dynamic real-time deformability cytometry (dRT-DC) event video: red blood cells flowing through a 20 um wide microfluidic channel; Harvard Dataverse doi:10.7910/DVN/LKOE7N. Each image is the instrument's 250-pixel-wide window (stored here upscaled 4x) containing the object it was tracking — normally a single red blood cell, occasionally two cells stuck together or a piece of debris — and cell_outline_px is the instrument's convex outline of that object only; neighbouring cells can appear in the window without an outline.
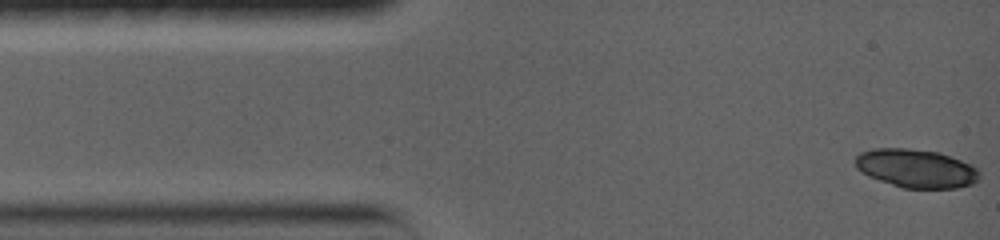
{"species": "common noctule bat (a hibernating species)", "species_latin": "Nyctalus noctula", "temperature_condition": "warm", "stored_images_in_passage": 9, "camera_frame_rate_fps": 5000, "um_per_image_px": 0.085, "animal": {"sex": "female", "body_mass_g": 19.0, "forearm_length_mm": 56.7}, "frame": {"image": 1, "passage_image": 1, "time_ms": 0.0, "image_size_px": [1000, 240], "cell_outline_px": [[980, 180], [972, 184], [956, 188], [904, 188], [868, 176], [860, 172], [856, 168], [856, 156], [860, 152], [876, 148], [908, 148], [940, 152], [972, 164], [980, 172]], "centroid_in_image_um": [77.9, 14.31], "position_along_channel_um": 7.1, "area_um2": 28.03}}